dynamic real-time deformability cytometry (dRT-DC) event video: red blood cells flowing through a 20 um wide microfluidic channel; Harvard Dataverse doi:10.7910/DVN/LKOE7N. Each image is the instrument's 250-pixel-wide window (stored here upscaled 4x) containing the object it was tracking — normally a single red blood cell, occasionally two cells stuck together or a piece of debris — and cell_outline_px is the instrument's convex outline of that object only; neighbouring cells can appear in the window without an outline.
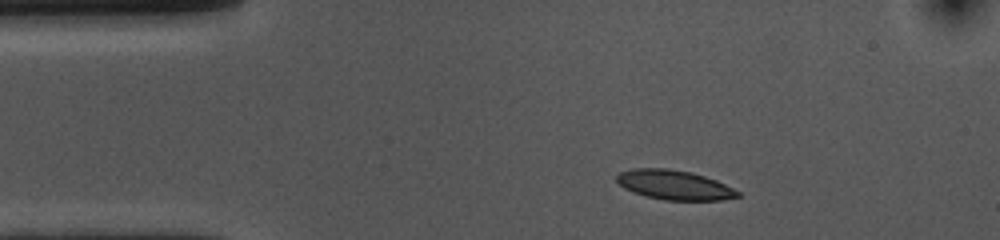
{"species": "common noctule bat (a hibernating species)", "species_latin": "Nyctalus noctula", "temperature_condition": "cold", "stored_images_in_passage": 37, "camera_frame_rate_fps": 3000, "um_per_image_px": 0.085, "animal": {"sex": "female", "body_mass_g": 10.0, "forearm_length_mm": 53.1}, "frame": {"image": 1, "passage_image": 1, "time_ms": 0.0, "image_size_px": [1000, 240], "cell_outline_px": [[740, 196], [724, 200], [664, 200], [644, 196], [624, 188], [616, 180], [616, 176], [620, 172], [632, 168], [668, 168], [692, 172], [716, 180], [740, 192]], "centroid_in_image_um": [57.3, 15.72], "position_along_channel_um": 27.7, "area_um2": 20.87}}
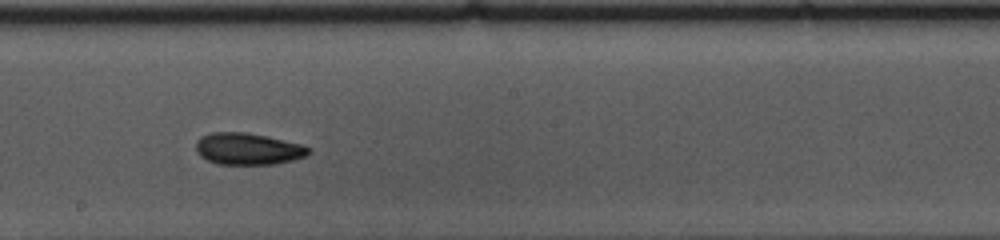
{"frame": {"image": 2, "passage_image": 21, "time_ms": 6.667, "image_size_px": [1000, 240], "cell_outline_px": [[312, 152], [308, 156], [276, 164], [216, 164], [200, 156], [196, 152], [196, 140], [200, 136], [212, 132], [244, 132], [268, 136], [300, 144], [312, 148]], "centroid_in_image_um": [21.09, 12.65], "position_along_channel_um": 227.1, "area_um2": 21.1}}
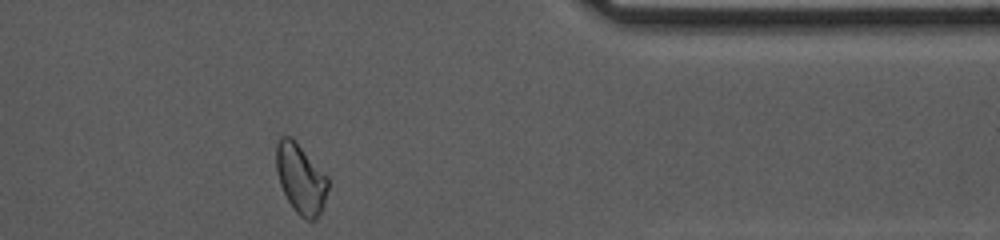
{"frame": {"image": 3, "passage_image": 36, "time_ms": 11.667, "image_size_px": [1000, 240], "cell_outline_px": [[328, 188], [324, 208], [316, 220], [308, 220], [300, 216], [296, 212], [288, 200], [280, 184], [276, 172], [276, 144], [280, 136], [288, 136], [296, 140], [328, 176]], "centroid_in_image_um": [25.58, 15.18], "position_along_channel_um": 385.8, "area_um2": 21.33}, "authors_computed_cell_mechanics": {"area_um2": 20.6924, "velocity_mm_per_s": 3.6306, "shape_relaxation_time_tau1_ms": 9.2191, "shape_relaxation_time_tau2_ms": 5.9481, "deformation_change_tau1": 0.1739, "deformation_change_tau2": 0.1029}}